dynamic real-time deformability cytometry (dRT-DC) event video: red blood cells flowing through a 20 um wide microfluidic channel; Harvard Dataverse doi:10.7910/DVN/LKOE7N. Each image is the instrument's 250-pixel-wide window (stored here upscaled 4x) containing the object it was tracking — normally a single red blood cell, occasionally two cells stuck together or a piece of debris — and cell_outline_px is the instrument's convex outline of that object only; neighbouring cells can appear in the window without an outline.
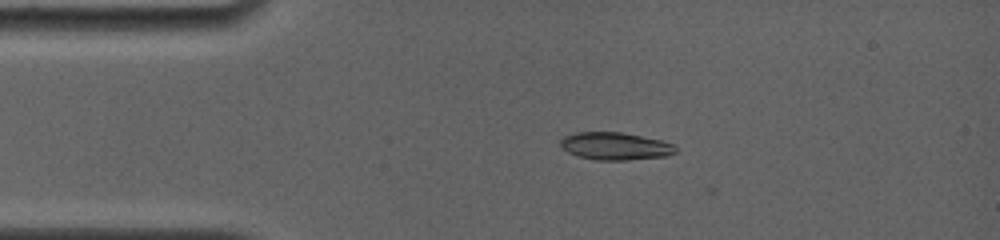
{"species": "common noctule bat (a hibernating species)", "species_latin": "Nyctalus noctula", "temperature_condition": "room temperature", "stored_images_in_passage": 2, "camera_frame_rate_fps": 4000, "um_per_image_px": 0.085, "animal": {"sex": "female", "body_mass_g": 19.0, "forearm_length_mm": 56.7}, "frame": {"image": 1, "passage_image": 1, "time_ms": 0.0, "image_size_px": [1000, 240], "cell_outline_px": [[676, 152], [668, 156], [628, 160], [596, 160], [580, 156], [568, 152], [560, 148], [560, 140], [564, 136], [576, 132], [624, 132], [660, 140], [672, 144], [676, 148]], "centroid_in_image_um": [52.28, 12.42], "position_along_channel_um": 32.7, "area_um2": 18.55}}